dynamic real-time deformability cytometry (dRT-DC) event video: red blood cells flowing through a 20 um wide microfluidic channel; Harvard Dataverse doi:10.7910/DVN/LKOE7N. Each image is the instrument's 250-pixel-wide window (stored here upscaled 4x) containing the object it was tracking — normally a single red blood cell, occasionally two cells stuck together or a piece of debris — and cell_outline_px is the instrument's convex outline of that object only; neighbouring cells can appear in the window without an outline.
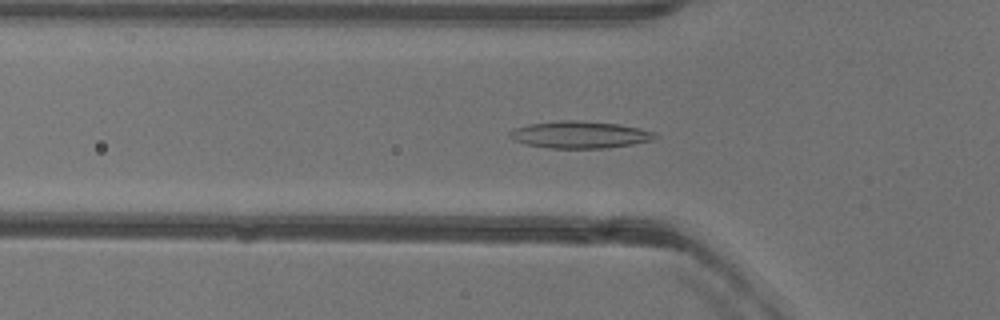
{"species": "common noctule bat (a hibernating species)", "species_latin": "Nyctalus noctula", "temperature_condition": "warm", "stored_images_in_passage": 52, "camera_frame_rate_fps": 3000, "um_per_image_px": 0.085, "animal": {"sex": "female"}, "frame": {"image": 1, "passage_image": 17, "time_ms": 5.333, "image_size_px": [1000, 320], "cell_outline_px": [[660, 136], [652, 140], [632, 144], [608, 148], [548, 148], [524, 144], [512, 140], [508, 136], [508, 132], [512, 128], [528, 124], [556, 120], [576, 120], [620, 124], [640, 128], [652, 132]], "centroid_in_image_um": [49.22, 11.44], "position_along_channel_um": 76.6, "area_um2": 23.24}}
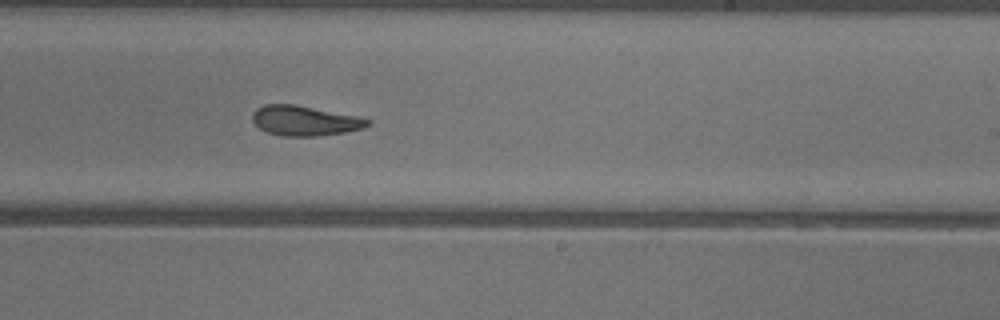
{"frame": {"image": 2, "passage_image": 31, "time_ms": 10.0, "image_size_px": [1000, 320], "cell_outline_px": [[372, 124], [364, 128], [344, 132], [316, 136], [284, 136], [268, 132], [260, 128], [252, 120], [252, 112], [256, 108], [264, 104], [292, 104], [356, 116], [372, 120]], "centroid_in_image_um": [25.9, 10.26], "position_along_channel_um": 263.1, "area_um2": 19.94}}
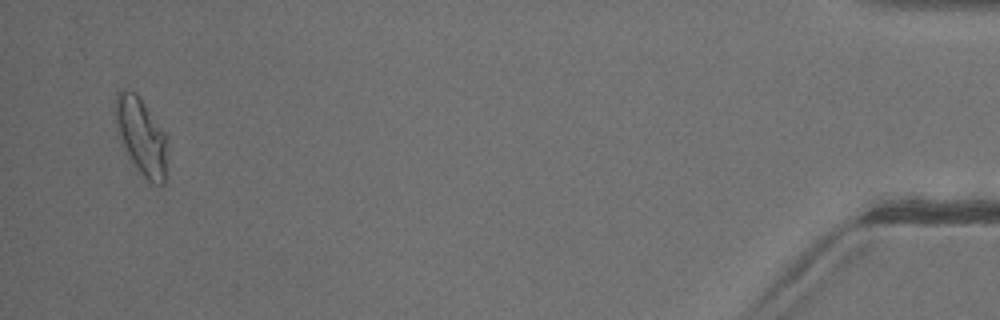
{"frame": {"image": 3, "passage_image": 50, "time_ms": 16.333, "image_size_px": [1000, 320], "cell_outline_px": [[164, 184], [152, 184], [140, 172], [124, 148], [116, 132], [112, 112], [116, 92], [136, 92], [164, 132]], "centroid_in_image_um": [11.9, 11.52], "position_along_channel_um": 423.3, "area_um2": 22.6}, "authors_computed_cell_mechanics": {"area_um2": 21.0103, "velocity_mm_per_s": 3.9841, "shape_relaxation_time_tau1_ms": null, "shape_relaxation_time_tau2_ms": 3.4257, "deformation_change_tau1": null, "deformation_change_tau2": 0.1196}}